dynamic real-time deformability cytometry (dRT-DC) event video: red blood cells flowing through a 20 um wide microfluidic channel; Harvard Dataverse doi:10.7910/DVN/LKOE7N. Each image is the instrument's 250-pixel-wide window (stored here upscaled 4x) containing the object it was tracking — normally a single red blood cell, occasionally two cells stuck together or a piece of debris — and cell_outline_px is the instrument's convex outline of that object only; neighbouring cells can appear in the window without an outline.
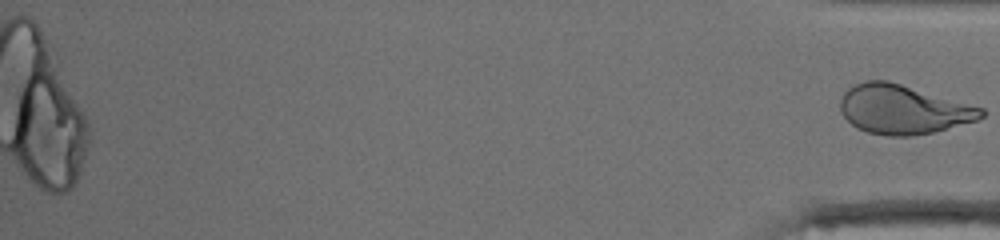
{"species": "human", "species_latin": "Homo sapiens", "temperature_condition": "cold", "stored_images_in_passage": 51, "camera_frame_rate_fps": 3000, "um_per_image_px": 0.085, "donor": {"sex": "male"}, "frame": {"image": 1, "passage_image": 51, "time_ms": 16.667, "image_size_px": [1000, 240], "cell_outline_px": [[984, 116], [976, 120], [932, 132], [912, 136], [888, 136], [868, 132], [856, 128], [844, 116], [840, 108], [840, 100], [844, 92], [848, 88], [864, 80], [888, 80], [984, 108]], "centroid_in_image_um": [76.74, 9.29], "position_along_channel_um": 358.5, "area_um2": 40.11}}